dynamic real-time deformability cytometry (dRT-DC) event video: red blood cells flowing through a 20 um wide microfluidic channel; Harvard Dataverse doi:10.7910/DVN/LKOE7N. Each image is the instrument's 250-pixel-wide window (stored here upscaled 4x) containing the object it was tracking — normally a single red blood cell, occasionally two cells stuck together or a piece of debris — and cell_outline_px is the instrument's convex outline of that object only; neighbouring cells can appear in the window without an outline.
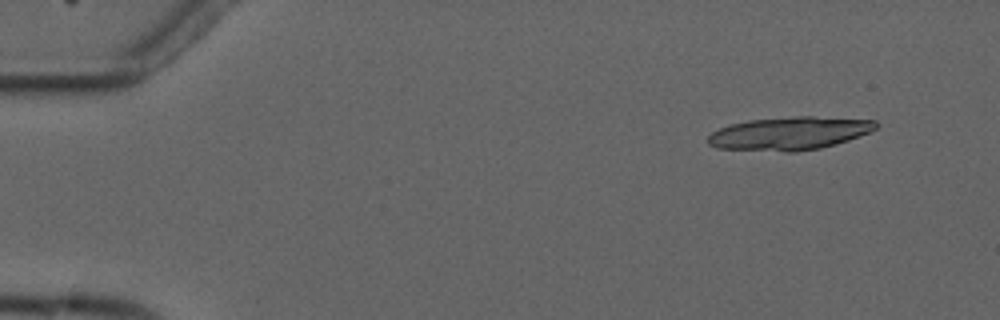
{"species": "common noctule bat (a hibernating species)", "species_latin": "Nyctalus noctula", "temperature_condition": "cold", "stored_images_in_passage": 4, "camera_frame_rate_fps": 3000, "um_per_image_px": 0.085, "animal": {"sex": "male", "forearm_length_mm": 52.5}, "frame": {"image": 1, "passage_image": 2, "time_ms": 1.333, "image_size_px": [1000, 320], "cell_outline_px": [[880, 124], [872, 132], [836, 144], [820, 148], [796, 152], [784, 152], [716, 148], [708, 144], [708, 136], [712, 132], [720, 128], [732, 124], [748, 120], [796, 116], [812, 116], [876, 120]], "centroid_in_image_um": [67.14, 11.34], "position_along_channel_um": 17.9, "area_um2": 32.66}}